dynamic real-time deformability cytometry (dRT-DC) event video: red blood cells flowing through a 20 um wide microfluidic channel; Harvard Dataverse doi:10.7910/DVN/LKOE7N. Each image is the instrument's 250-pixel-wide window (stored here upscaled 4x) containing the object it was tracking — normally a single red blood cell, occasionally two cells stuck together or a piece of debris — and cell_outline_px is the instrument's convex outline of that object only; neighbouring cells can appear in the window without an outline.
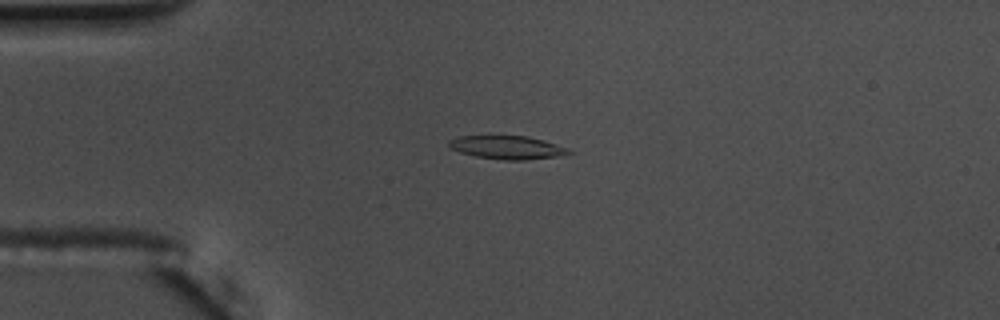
{"species": "common noctule bat (a hibernating species)", "species_latin": "Nyctalus noctula", "temperature_condition": "warm", "stored_images_in_passage": 44, "camera_frame_rate_fps": 3000, "um_per_image_px": 0.085, "animal": {"sex": "male", "body_mass_g": 17.5, "forearm_length_mm": 52.3}, "frame": {"image": 1, "passage_image": 2, "time_ms": 0.333, "image_size_px": [1000, 320], "cell_outline_px": [[572, 152], [560, 156], [524, 160], [504, 160], [476, 156], [460, 152], [452, 148], [448, 144], [448, 140], [460, 136], [528, 136], [544, 140], [568, 148]], "centroid_in_image_um": [43.13, 12.53], "position_along_channel_um": 41.9, "area_um2": 16.18}}
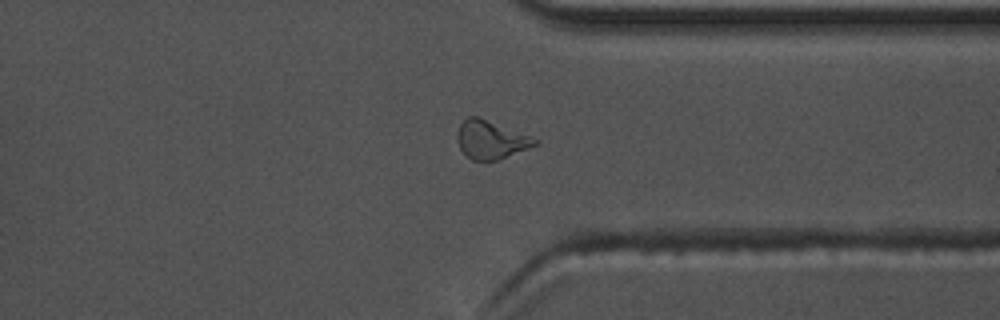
{"frame": {"image": 2, "passage_image": 31, "time_ms": 10.0, "image_size_px": [1000, 320], "cell_outline_px": [[540, 144], [496, 160], [472, 160], [460, 148], [456, 136], [456, 132], [460, 124], [468, 116], [476, 116], [532, 136], [540, 140]], "centroid_in_image_um": [41.74, 11.87], "position_along_channel_um": 369.7, "area_um2": 17.22}}
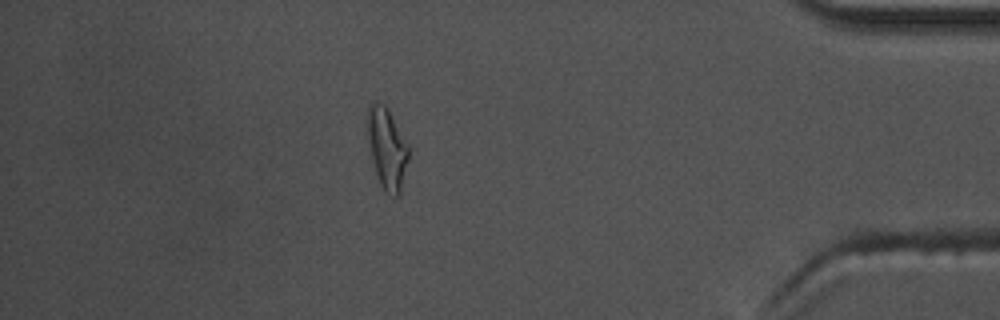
{"frame": {"image": 3, "passage_image": 37, "time_ms": 12.0, "image_size_px": [1000, 320], "cell_outline_px": [[408, 160], [400, 192], [396, 196], [384, 192], [380, 184], [372, 160], [364, 132], [364, 120], [368, 104], [372, 100], [376, 100], [384, 104], [388, 108], [408, 144]], "centroid_in_image_um": [32.81, 12.49], "position_along_channel_um": 402.4, "area_um2": 20.17}, "authors_computed_cell_mechanics": {"area_um2": 16.4152, "velocity_mm_per_s": 3.6623, "shape_relaxation_time_tau1_ms": 3.0626, "shape_relaxation_time_tau2_ms": 2.4225, "deformation_change_tau1": 0.1655, "deformation_change_tau2": 0.1075}}